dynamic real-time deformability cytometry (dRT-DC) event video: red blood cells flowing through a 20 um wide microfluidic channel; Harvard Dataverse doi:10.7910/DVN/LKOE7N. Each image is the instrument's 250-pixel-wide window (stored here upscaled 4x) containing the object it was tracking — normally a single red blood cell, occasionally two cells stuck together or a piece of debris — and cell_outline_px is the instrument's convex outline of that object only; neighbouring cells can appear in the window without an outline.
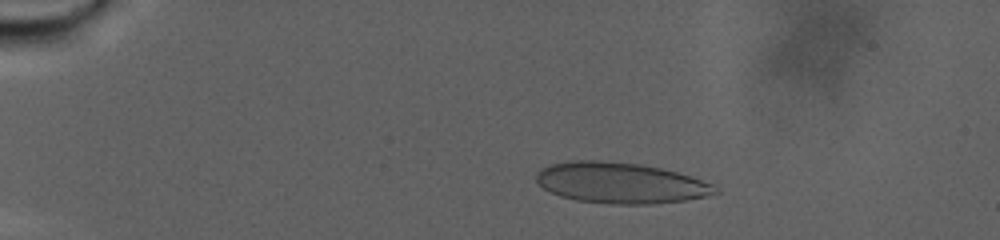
{"species": "human", "species_latin": "Homo sapiens", "temperature_condition": "warm", "stored_images_in_passage": 103, "camera_frame_rate_fps": 3000, "um_per_image_px": 0.085, "donor": {"sex": "male"}, "frame": {"image": 1, "passage_image": 21, "time_ms": 6.667, "image_size_px": [1000, 240], "cell_outline_px": [[720, 192], [708, 196], [684, 200], [652, 204], [612, 204], [576, 200], [560, 196], [544, 188], [536, 180], [536, 172], [540, 168], [548, 164], [572, 160], [600, 160], [640, 164], [660, 168], [676, 172], [712, 184]], "centroid_in_image_um": [52.69, 15.54], "position_along_channel_um": 32.3, "area_um2": 42.48}}
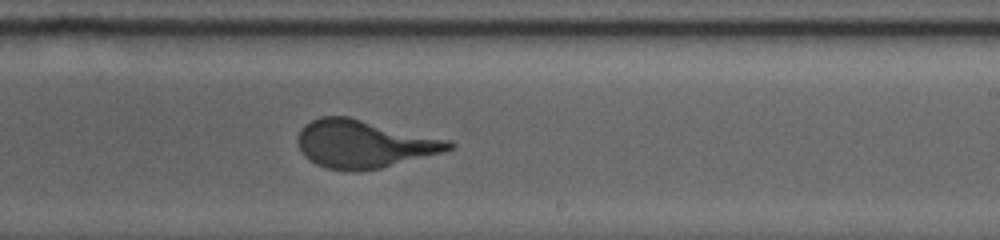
{"frame": {"image": 2, "passage_image": 66, "time_ms": 21.667, "image_size_px": [1000, 240], "cell_outline_px": [[456, 144], [452, 148], [444, 152], [380, 168], [356, 172], [352, 172], [328, 168], [316, 164], [304, 156], [296, 140], [300, 128], [304, 124], [320, 116], [348, 116], [448, 140]], "centroid_in_image_um": [30.9, 12.24], "position_along_channel_um": 258.1, "area_um2": 42.08}}
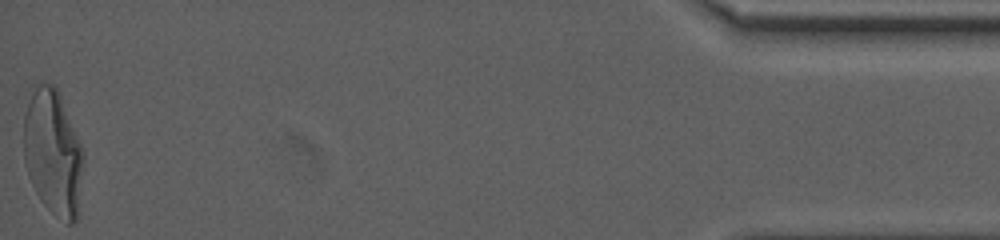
{"frame": {"image": 3, "passage_image": 103, "time_ms": 34.0, "image_size_px": [1000, 240], "cell_outline_px": [[84, 164], [76, 220], [72, 224], [68, 224], [52, 212], [40, 200], [28, 176], [24, 160], [24, 112], [32, 84], [44, 80], [56, 84], [60, 92], [84, 152]], "centroid_in_image_um": [4.49, 12.86], "position_along_channel_um": 430.7, "area_um2": 44.62}}